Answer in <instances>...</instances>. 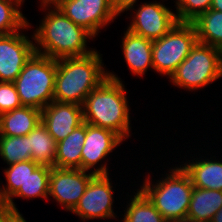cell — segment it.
<instances>
[{
	"label": "cell",
	"instance_id": "obj_32",
	"mask_svg": "<svg viewBox=\"0 0 222 222\" xmlns=\"http://www.w3.org/2000/svg\"><path fill=\"white\" fill-rule=\"evenodd\" d=\"M61 0H41V5L44 6H55L58 4Z\"/></svg>",
	"mask_w": 222,
	"mask_h": 222
},
{
	"label": "cell",
	"instance_id": "obj_9",
	"mask_svg": "<svg viewBox=\"0 0 222 222\" xmlns=\"http://www.w3.org/2000/svg\"><path fill=\"white\" fill-rule=\"evenodd\" d=\"M95 174L82 169L51 167L49 193L67 211H72Z\"/></svg>",
	"mask_w": 222,
	"mask_h": 222
},
{
	"label": "cell",
	"instance_id": "obj_3",
	"mask_svg": "<svg viewBox=\"0 0 222 222\" xmlns=\"http://www.w3.org/2000/svg\"><path fill=\"white\" fill-rule=\"evenodd\" d=\"M98 51L81 56L57 59L54 101L83 105L87 95L107 77Z\"/></svg>",
	"mask_w": 222,
	"mask_h": 222
},
{
	"label": "cell",
	"instance_id": "obj_22",
	"mask_svg": "<svg viewBox=\"0 0 222 222\" xmlns=\"http://www.w3.org/2000/svg\"><path fill=\"white\" fill-rule=\"evenodd\" d=\"M57 142L40 123L29 133V153L32 161L40 165L53 167L56 156Z\"/></svg>",
	"mask_w": 222,
	"mask_h": 222
},
{
	"label": "cell",
	"instance_id": "obj_10",
	"mask_svg": "<svg viewBox=\"0 0 222 222\" xmlns=\"http://www.w3.org/2000/svg\"><path fill=\"white\" fill-rule=\"evenodd\" d=\"M110 179L108 175H95L71 212L77 214L83 221L116 218L114 215L116 213L112 209L114 190Z\"/></svg>",
	"mask_w": 222,
	"mask_h": 222
},
{
	"label": "cell",
	"instance_id": "obj_6",
	"mask_svg": "<svg viewBox=\"0 0 222 222\" xmlns=\"http://www.w3.org/2000/svg\"><path fill=\"white\" fill-rule=\"evenodd\" d=\"M220 77H222V52L197 41L169 79L179 88L194 91L212 84Z\"/></svg>",
	"mask_w": 222,
	"mask_h": 222
},
{
	"label": "cell",
	"instance_id": "obj_15",
	"mask_svg": "<svg viewBox=\"0 0 222 222\" xmlns=\"http://www.w3.org/2000/svg\"><path fill=\"white\" fill-rule=\"evenodd\" d=\"M125 32L122 39L125 62L133 74L137 76L144 75L148 68L154 69L152 60L153 41L136 35L128 29Z\"/></svg>",
	"mask_w": 222,
	"mask_h": 222
},
{
	"label": "cell",
	"instance_id": "obj_30",
	"mask_svg": "<svg viewBox=\"0 0 222 222\" xmlns=\"http://www.w3.org/2000/svg\"><path fill=\"white\" fill-rule=\"evenodd\" d=\"M137 0H110L111 6L117 16L124 13L125 10L129 11L134 9V5L136 4Z\"/></svg>",
	"mask_w": 222,
	"mask_h": 222
},
{
	"label": "cell",
	"instance_id": "obj_33",
	"mask_svg": "<svg viewBox=\"0 0 222 222\" xmlns=\"http://www.w3.org/2000/svg\"><path fill=\"white\" fill-rule=\"evenodd\" d=\"M211 222H222V206L220 210L213 216Z\"/></svg>",
	"mask_w": 222,
	"mask_h": 222
},
{
	"label": "cell",
	"instance_id": "obj_2",
	"mask_svg": "<svg viewBox=\"0 0 222 222\" xmlns=\"http://www.w3.org/2000/svg\"><path fill=\"white\" fill-rule=\"evenodd\" d=\"M121 78L108 71V77L91 91L83 105L84 122L118 134L124 141L130 136V113L126 89Z\"/></svg>",
	"mask_w": 222,
	"mask_h": 222
},
{
	"label": "cell",
	"instance_id": "obj_34",
	"mask_svg": "<svg viewBox=\"0 0 222 222\" xmlns=\"http://www.w3.org/2000/svg\"><path fill=\"white\" fill-rule=\"evenodd\" d=\"M169 222H196V221L193 219H190L188 217H185V218H181V219H175V220H172Z\"/></svg>",
	"mask_w": 222,
	"mask_h": 222
},
{
	"label": "cell",
	"instance_id": "obj_1",
	"mask_svg": "<svg viewBox=\"0 0 222 222\" xmlns=\"http://www.w3.org/2000/svg\"><path fill=\"white\" fill-rule=\"evenodd\" d=\"M40 7L50 11L31 37L35 41V53L60 59L86 56L95 51L87 47V39H93L94 36L84 27L75 24L56 6L40 5Z\"/></svg>",
	"mask_w": 222,
	"mask_h": 222
},
{
	"label": "cell",
	"instance_id": "obj_23",
	"mask_svg": "<svg viewBox=\"0 0 222 222\" xmlns=\"http://www.w3.org/2000/svg\"><path fill=\"white\" fill-rule=\"evenodd\" d=\"M130 200L123 222H168L140 189Z\"/></svg>",
	"mask_w": 222,
	"mask_h": 222
},
{
	"label": "cell",
	"instance_id": "obj_13",
	"mask_svg": "<svg viewBox=\"0 0 222 222\" xmlns=\"http://www.w3.org/2000/svg\"><path fill=\"white\" fill-rule=\"evenodd\" d=\"M21 30L0 35V81L14 82L35 53V44Z\"/></svg>",
	"mask_w": 222,
	"mask_h": 222
},
{
	"label": "cell",
	"instance_id": "obj_8",
	"mask_svg": "<svg viewBox=\"0 0 222 222\" xmlns=\"http://www.w3.org/2000/svg\"><path fill=\"white\" fill-rule=\"evenodd\" d=\"M55 6L94 37L98 35L102 27L104 28L117 18L110 0H61Z\"/></svg>",
	"mask_w": 222,
	"mask_h": 222
},
{
	"label": "cell",
	"instance_id": "obj_11",
	"mask_svg": "<svg viewBox=\"0 0 222 222\" xmlns=\"http://www.w3.org/2000/svg\"><path fill=\"white\" fill-rule=\"evenodd\" d=\"M124 141L118 134L111 130L98 127L86 123V136L82 146L81 152V169L89 172L91 168H94L91 173L95 175H109L108 166L99 164L106 158L110 152H113L114 148Z\"/></svg>",
	"mask_w": 222,
	"mask_h": 222
},
{
	"label": "cell",
	"instance_id": "obj_31",
	"mask_svg": "<svg viewBox=\"0 0 222 222\" xmlns=\"http://www.w3.org/2000/svg\"><path fill=\"white\" fill-rule=\"evenodd\" d=\"M211 9L222 12V0H212Z\"/></svg>",
	"mask_w": 222,
	"mask_h": 222
},
{
	"label": "cell",
	"instance_id": "obj_5",
	"mask_svg": "<svg viewBox=\"0 0 222 222\" xmlns=\"http://www.w3.org/2000/svg\"><path fill=\"white\" fill-rule=\"evenodd\" d=\"M57 59L34 53L14 84L23 106L39 110L54 100Z\"/></svg>",
	"mask_w": 222,
	"mask_h": 222
},
{
	"label": "cell",
	"instance_id": "obj_25",
	"mask_svg": "<svg viewBox=\"0 0 222 222\" xmlns=\"http://www.w3.org/2000/svg\"><path fill=\"white\" fill-rule=\"evenodd\" d=\"M25 0H0V35L31 28L20 7Z\"/></svg>",
	"mask_w": 222,
	"mask_h": 222
},
{
	"label": "cell",
	"instance_id": "obj_24",
	"mask_svg": "<svg viewBox=\"0 0 222 222\" xmlns=\"http://www.w3.org/2000/svg\"><path fill=\"white\" fill-rule=\"evenodd\" d=\"M40 164L32 160L18 162L9 165L5 170L7 185L0 188V204H5L24 185L29 174H31Z\"/></svg>",
	"mask_w": 222,
	"mask_h": 222
},
{
	"label": "cell",
	"instance_id": "obj_21",
	"mask_svg": "<svg viewBox=\"0 0 222 222\" xmlns=\"http://www.w3.org/2000/svg\"><path fill=\"white\" fill-rule=\"evenodd\" d=\"M51 166L39 165L31 174H29L24 185L4 204L6 208L17 210L13 197L29 198H48L49 178Z\"/></svg>",
	"mask_w": 222,
	"mask_h": 222
},
{
	"label": "cell",
	"instance_id": "obj_27",
	"mask_svg": "<svg viewBox=\"0 0 222 222\" xmlns=\"http://www.w3.org/2000/svg\"><path fill=\"white\" fill-rule=\"evenodd\" d=\"M212 0H176V18L178 22L191 23L199 15L211 8Z\"/></svg>",
	"mask_w": 222,
	"mask_h": 222
},
{
	"label": "cell",
	"instance_id": "obj_20",
	"mask_svg": "<svg viewBox=\"0 0 222 222\" xmlns=\"http://www.w3.org/2000/svg\"><path fill=\"white\" fill-rule=\"evenodd\" d=\"M191 23L198 42L213 46L222 52V12L210 8Z\"/></svg>",
	"mask_w": 222,
	"mask_h": 222
},
{
	"label": "cell",
	"instance_id": "obj_26",
	"mask_svg": "<svg viewBox=\"0 0 222 222\" xmlns=\"http://www.w3.org/2000/svg\"><path fill=\"white\" fill-rule=\"evenodd\" d=\"M0 156L7 165L32 160L29 153V134L25 136H0Z\"/></svg>",
	"mask_w": 222,
	"mask_h": 222
},
{
	"label": "cell",
	"instance_id": "obj_19",
	"mask_svg": "<svg viewBox=\"0 0 222 222\" xmlns=\"http://www.w3.org/2000/svg\"><path fill=\"white\" fill-rule=\"evenodd\" d=\"M222 206V191L193 188L187 217L196 222H211Z\"/></svg>",
	"mask_w": 222,
	"mask_h": 222
},
{
	"label": "cell",
	"instance_id": "obj_16",
	"mask_svg": "<svg viewBox=\"0 0 222 222\" xmlns=\"http://www.w3.org/2000/svg\"><path fill=\"white\" fill-rule=\"evenodd\" d=\"M41 123V110L22 106L0 114V136H25Z\"/></svg>",
	"mask_w": 222,
	"mask_h": 222
},
{
	"label": "cell",
	"instance_id": "obj_12",
	"mask_svg": "<svg viewBox=\"0 0 222 222\" xmlns=\"http://www.w3.org/2000/svg\"><path fill=\"white\" fill-rule=\"evenodd\" d=\"M134 13L127 29L152 41L160 39L178 22L176 14L157 1L142 3Z\"/></svg>",
	"mask_w": 222,
	"mask_h": 222
},
{
	"label": "cell",
	"instance_id": "obj_29",
	"mask_svg": "<svg viewBox=\"0 0 222 222\" xmlns=\"http://www.w3.org/2000/svg\"><path fill=\"white\" fill-rule=\"evenodd\" d=\"M0 222H26V220L18 209H9L4 204H0Z\"/></svg>",
	"mask_w": 222,
	"mask_h": 222
},
{
	"label": "cell",
	"instance_id": "obj_4",
	"mask_svg": "<svg viewBox=\"0 0 222 222\" xmlns=\"http://www.w3.org/2000/svg\"><path fill=\"white\" fill-rule=\"evenodd\" d=\"M181 166L170 169L171 172L168 171L169 174L166 173L155 185L151 183L148 175L140 187L168 222L187 217L194 188L189 175Z\"/></svg>",
	"mask_w": 222,
	"mask_h": 222
},
{
	"label": "cell",
	"instance_id": "obj_28",
	"mask_svg": "<svg viewBox=\"0 0 222 222\" xmlns=\"http://www.w3.org/2000/svg\"><path fill=\"white\" fill-rule=\"evenodd\" d=\"M22 106L15 84L0 81V114Z\"/></svg>",
	"mask_w": 222,
	"mask_h": 222
},
{
	"label": "cell",
	"instance_id": "obj_17",
	"mask_svg": "<svg viewBox=\"0 0 222 222\" xmlns=\"http://www.w3.org/2000/svg\"><path fill=\"white\" fill-rule=\"evenodd\" d=\"M182 168L189 175L192 185L202 189L222 191V162L209 159L188 160Z\"/></svg>",
	"mask_w": 222,
	"mask_h": 222
},
{
	"label": "cell",
	"instance_id": "obj_14",
	"mask_svg": "<svg viewBox=\"0 0 222 222\" xmlns=\"http://www.w3.org/2000/svg\"><path fill=\"white\" fill-rule=\"evenodd\" d=\"M84 122L82 105L52 101L41 110V123L58 143Z\"/></svg>",
	"mask_w": 222,
	"mask_h": 222
},
{
	"label": "cell",
	"instance_id": "obj_18",
	"mask_svg": "<svg viewBox=\"0 0 222 222\" xmlns=\"http://www.w3.org/2000/svg\"><path fill=\"white\" fill-rule=\"evenodd\" d=\"M86 136V122L59 141L56 147L54 167L81 169V152Z\"/></svg>",
	"mask_w": 222,
	"mask_h": 222
},
{
	"label": "cell",
	"instance_id": "obj_7",
	"mask_svg": "<svg viewBox=\"0 0 222 222\" xmlns=\"http://www.w3.org/2000/svg\"><path fill=\"white\" fill-rule=\"evenodd\" d=\"M196 42L193 24L177 22L168 33L153 41L152 60L155 72L170 78Z\"/></svg>",
	"mask_w": 222,
	"mask_h": 222
}]
</instances>
